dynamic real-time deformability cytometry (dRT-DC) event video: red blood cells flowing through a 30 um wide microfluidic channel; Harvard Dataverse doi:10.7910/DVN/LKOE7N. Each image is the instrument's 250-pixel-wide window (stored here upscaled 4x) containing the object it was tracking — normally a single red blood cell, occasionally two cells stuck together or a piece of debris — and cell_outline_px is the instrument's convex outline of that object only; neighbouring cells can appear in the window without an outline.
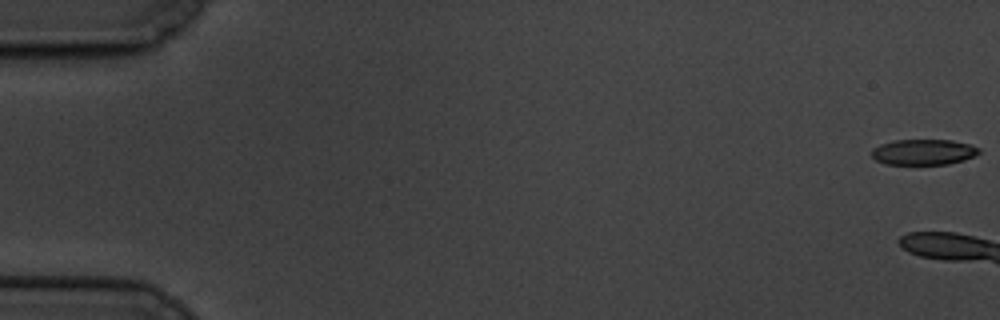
{"species": "common noctule bat (a hibernating species)", "species_latin": "Nyctalus noctula", "temperature_condition": "cold", "stored_images_in_passage": 3, "camera_frame_rate_fps": 3000, "um_per_image_px": 0.085, "animal": {"sex": "male", "body_mass_g": 19.5, "forearm_length_mm": 54.6}, "frame": {"image": 1, "passage_image": 1, "time_ms": 0.0, "image_size_px": [1000, 320], "cell_outline_px": [[980, 152], [964, 160], [948, 164], [884, 164], [876, 160], [872, 156], [872, 148], [880, 144], [892, 140], [952, 140], [972, 144], [980, 148]], "centroid_in_image_um": [78.49, 12.91], "position_along_channel_um": 6.5, "area_um2": 16.13}}